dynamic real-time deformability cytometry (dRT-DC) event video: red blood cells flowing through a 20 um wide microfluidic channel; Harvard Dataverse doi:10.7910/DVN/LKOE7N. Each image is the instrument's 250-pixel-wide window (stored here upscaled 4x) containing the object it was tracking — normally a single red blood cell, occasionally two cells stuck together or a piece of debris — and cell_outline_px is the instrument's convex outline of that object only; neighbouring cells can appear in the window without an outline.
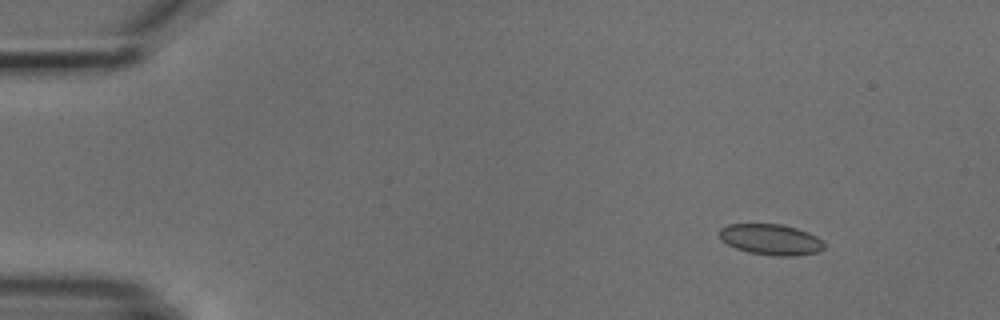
{"species": "common noctule bat (a hibernating species)", "species_latin": "Nyctalus noctula", "temperature_condition": "cold", "stored_images_in_passage": 7, "camera_frame_rate_fps": 3000, "um_per_image_px": 0.085, "animal": {"sex": "male", "body_mass_g": 18.8}, "frame": {"image": 1, "passage_image": 1, "time_ms": 0.0, "image_size_px": [1000, 320], "cell_outline_px": [[824, 248], [816, 252], [796, 256], [772, 256], [748, 252], [736, 248], [720, 240], [720, 228], [728, 224], [780, 224], [796, 228], [808, 232], [824, 240]], "centroid_in_image_um": [65.53, 20.36], "position_along_channel_um": 19.5, "area_um2": 18.9}}
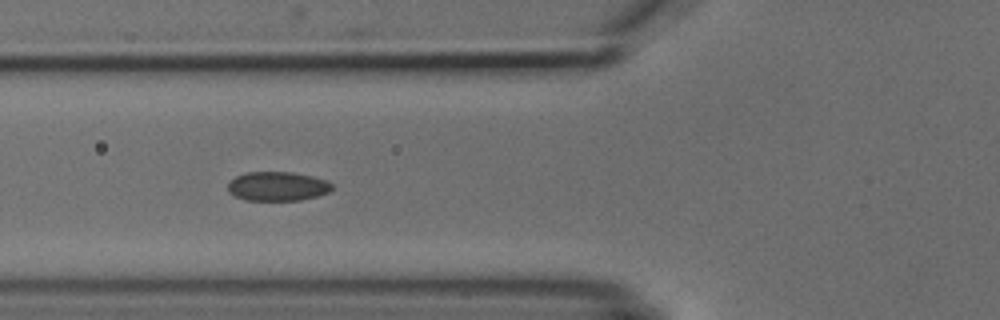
{"frame": {"image": 2, "passage_image": 5, "time_ms": 4.667, "image_size_px": [1000, 320], "cell_outline_px": [[332, 188], [328, 192], [316, 196], [300, 200], [244, 200], [228, 192], [228, 184], [236, 176], [244, 172], [292, 172], [312, 176], [328, 180], [332, 184]], "centroid_in_image_um": [23.58, 15.83], "position_along_channel_um": 102.2, "area_um2": 17.69}}
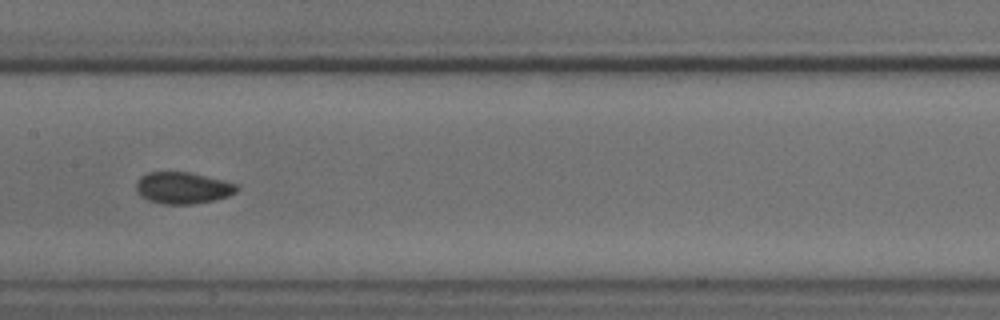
{"frame": {"image": 3, "passage_image": 7, "time_ms": 7.0, "image_size_px": [1000, 320], "cell_outline_px": [[240, 188], [236, 192], [228, 196], [212, 200], [192, 204], [164, 204], [148, 200], [140, 196], [136, 192], [136, 180], [140, 176], [148, 172], [188, 172], [236, 184]], "centroid_in_image_um": [15.48, 15.97], "position_along_channel_um": 191.9, "area_um2": 18.44}}